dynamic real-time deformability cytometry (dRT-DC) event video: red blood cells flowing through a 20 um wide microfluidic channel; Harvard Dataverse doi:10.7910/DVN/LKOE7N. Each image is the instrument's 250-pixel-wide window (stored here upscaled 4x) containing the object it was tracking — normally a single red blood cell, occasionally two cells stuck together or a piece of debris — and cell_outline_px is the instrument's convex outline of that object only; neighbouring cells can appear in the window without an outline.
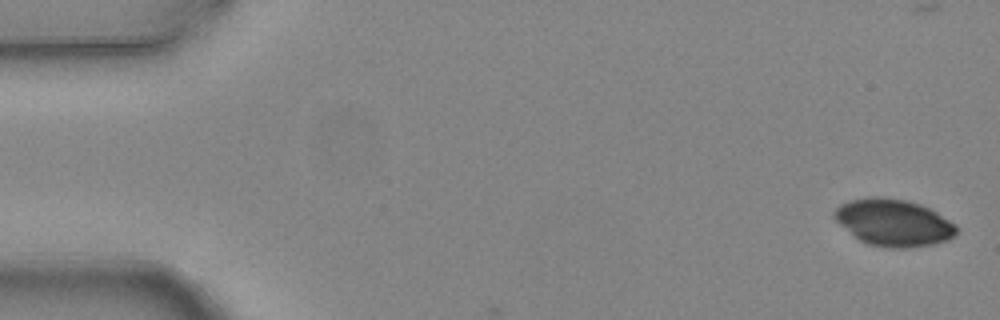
{"species": "common noctule bat (a hibernating species)", "species_latin": "Nyctalus noctula", "temperature_condition": "warm", "stored_images_in_passage": 4, "camera_frame_rate_fps": 3000, "um_per_image_px": 0.085, "animal": {"sex": "female", "body_mass_g": 24.6, "forearm_length_mm": 56.2}, "frame": {"image": 1, "passage_image": 1, "time_ms": 0.0, "image_size_px": [1000, 320], "cell_outline_px": [[956, 232], [952, 236], [944, 240], [932, 244], [904, 248], [888, 248], [868, 244], [860, 240], [840, 224], [832, 216], [832, 212], [840, 204], [852, 200], [868, 196], [880, 196], [904, 200], [920, 204], [936, 212], [956, 224]], "centroid_in_image_um": [75.91, 18.91], "position_along_channel_um": 9.1, "area_um2": 33.06}}